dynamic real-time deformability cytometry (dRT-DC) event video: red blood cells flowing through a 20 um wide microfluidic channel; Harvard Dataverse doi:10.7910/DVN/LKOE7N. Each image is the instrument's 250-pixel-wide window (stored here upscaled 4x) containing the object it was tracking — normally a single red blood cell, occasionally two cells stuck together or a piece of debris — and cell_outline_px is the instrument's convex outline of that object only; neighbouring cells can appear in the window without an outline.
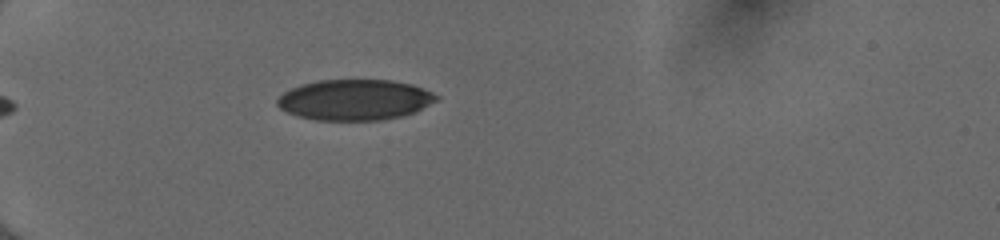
{"species": "human", "species_latin": "Homo sapiens", "temperature_condition": "cold", "stored_images_in_passage": 36, "camera_frame_rate_fps": 3000, "um_per_image_px": 0.085, "donor": {"sex": "female"}, "frame": {"image": 1, "passage_image": 1, "time_ms": 0.0, "image_size_px": [1000, 240], "cell_outline_px": [[440, 96], [436, 100], [416, 112], [400, 116], [380, 120], [316, 120], [296, 116], [280, 108], [276, 104], [276, 100], [284, 92], [300, 84], [316, 80], [392, 80], [412, 84], [432, 92]], "centroid_in_image_um": [30.14, 8.48], "position_along_channel_um": 54.9, "area_um2": 37.8}}
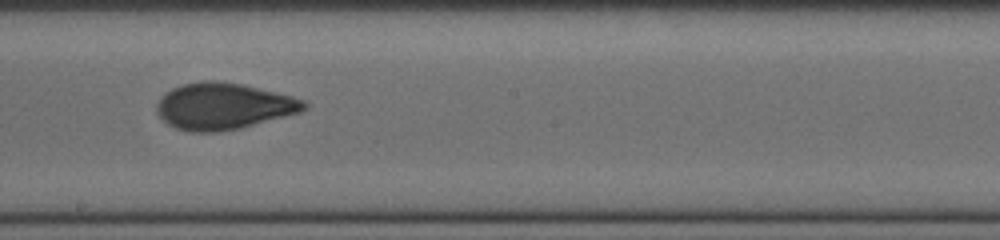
{"frame": {"image": 2, "passage_image": 16, "time_ms": 5.0, "image_size_px": [1000, 240], "cell_outline_px": [[308, 108], [300, 112], [240, 128], [216, 132], [188, 132], [176, 128], [168, 124], [156, 112], [156, 104], [160, 96], [164, 92], [172, 88], [184, 84], [204, 80], [216, 80], [240, 84], [292, 96], [304, 100], [308, 104]], "centroid_in_image_um": [18.96, 9.03], "position_along_channel_um": 229.2, "area_um2": 39.88}}
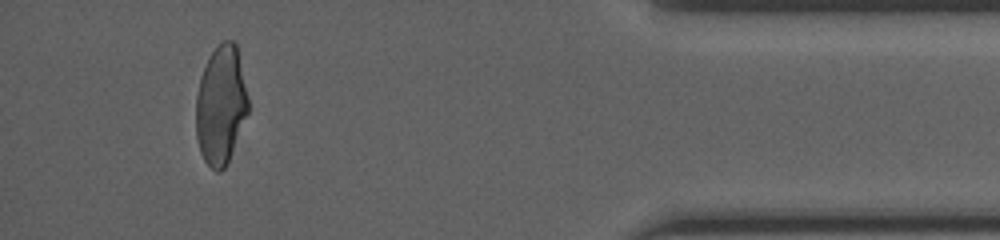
{"frame": {"image": 3, "passage_image": 33, "time_ms": 10.667, "image_size_px": [1000, 240], "cell_outline_px": [[248, 112], [228, 160], [224, 168], [220, 172], [216, 172], [204, 160], [200, 152], [196, 136], [196, 96], [200, 76], [208, 56], [224, 40], [232, 40], [236, 44], [248, 96]], "centroid_in_image_um": [18.75, 8.92], "position_along_channel_um": 416.4, "area_um2": 35.89}, "authors_computed_cell_mechanics": {"area_um2": 38.4659, "velocity_mm_per_s": 4.0401, "shape_relaxation_time_tau1_ms": 5.7956, "shape_relaxation_time_tau2_ms": 1.0993, "deformation_change_tau1": 0.1748, "deformation_change_tau2": 0.0516}}